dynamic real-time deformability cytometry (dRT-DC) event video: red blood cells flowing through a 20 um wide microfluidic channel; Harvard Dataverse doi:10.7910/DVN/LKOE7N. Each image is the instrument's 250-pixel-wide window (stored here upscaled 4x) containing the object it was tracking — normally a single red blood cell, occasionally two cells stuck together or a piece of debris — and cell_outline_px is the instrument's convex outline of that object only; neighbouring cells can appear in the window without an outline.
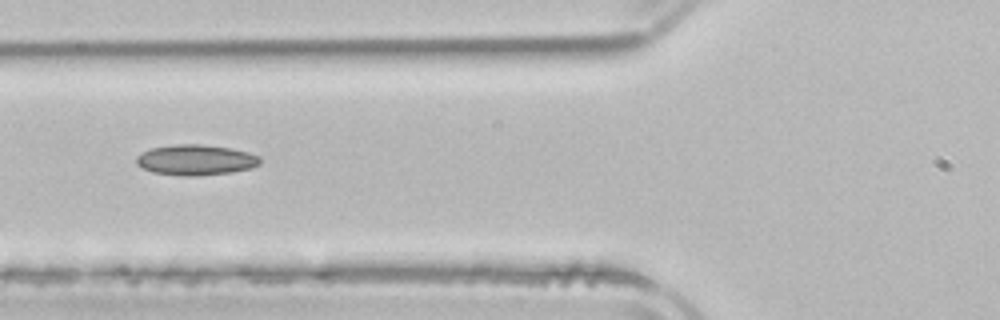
{"species": "common noctule bat (a hibernating species)", "species_latin": "Nyctalus noctula", "temperature_condition": "room temperature", "stored_images_in_passage": 2, "camera_frame_rate_fps": 3000, "um_per_image_px": 0.085, "animal": {"sex": "male", "body_mass_g": 21.5, "forearm_length_mm": 52.0}, "frame": {"image": 1, "passage_image": 2, "time_ms": 1.667, "image_size_px": [1000, 320], "cell_outline_px": [[260, 164], [252, 168], [232, 172], [196, 176], [184, 176], [152, 172], [136, 164], [136, 156], [152, 148], [176, 144], [200, 144], [228, 148], [248, 152], [260, 156]], "centroid_in_image_um": [16.65, 13.6], "position_along_channel_um": 109.1, "area_um2": 21.91}}